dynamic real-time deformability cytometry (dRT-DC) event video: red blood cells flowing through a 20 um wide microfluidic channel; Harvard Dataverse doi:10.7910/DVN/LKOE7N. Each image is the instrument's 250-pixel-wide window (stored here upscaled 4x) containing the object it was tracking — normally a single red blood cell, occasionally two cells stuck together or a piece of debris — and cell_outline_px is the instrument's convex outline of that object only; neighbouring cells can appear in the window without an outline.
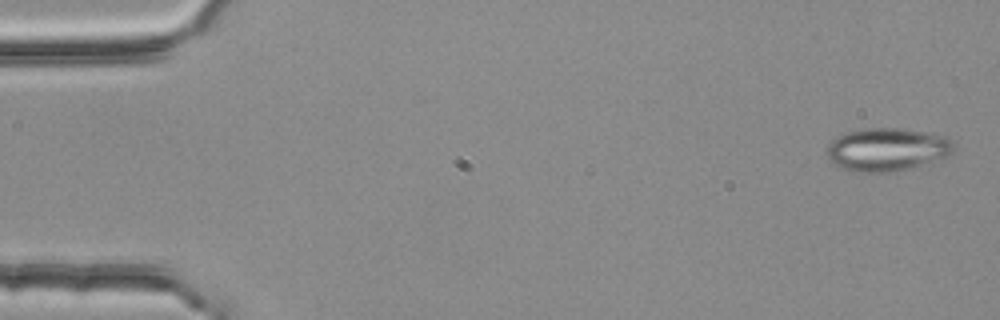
{"species": "common noctule bat (a hibernating species)", "species_latin": "Nyctalus noctula", "temperature_condition": "room temperature", "stored_images_in_passage": 4, "camera_frame_rate_fps": 3000, "um_per_image_px": 0.085, "animal": {"sex": "female", "body_mass_g": 25.1}, "frame": {"image": 1, "passage_image": 1, "time_ms": 0.0, "image_size_px": [1000, 320], "cell_outline_px": [[956, 148], [948, 156], [896, 172], [856, 172], [844, 168], [836, 164], [828, 156], [824, 148], [832, 140], [848, 132], [864, 128], [904, 128], [944, 136], [952, 140]], "centroid_in_image_um": [75.41, 12.7], "position_along_channel_um": 9.6, "area_um2": 31.73}}